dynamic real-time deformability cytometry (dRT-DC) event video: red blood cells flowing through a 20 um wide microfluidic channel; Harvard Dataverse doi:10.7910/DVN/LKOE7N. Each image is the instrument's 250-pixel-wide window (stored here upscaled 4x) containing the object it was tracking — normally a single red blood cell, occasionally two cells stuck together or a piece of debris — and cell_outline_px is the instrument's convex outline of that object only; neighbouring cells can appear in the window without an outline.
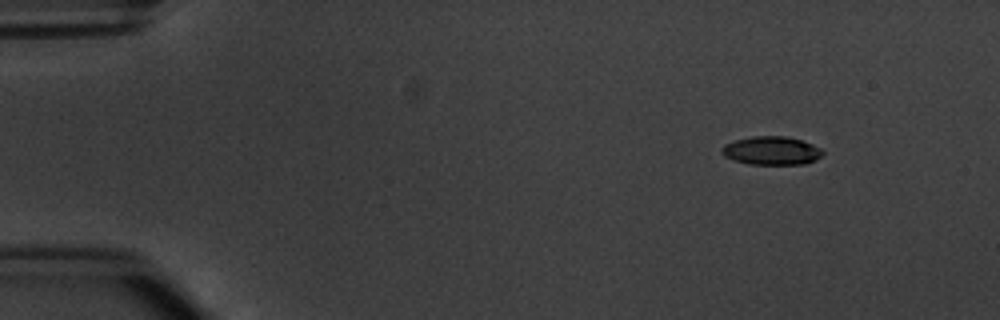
{"species": "common noctule bat (a hibernating species)", "species_latin": "Nyctalus noctula", "temperature_condition": "warm", "stored_images_in_passage": 3, "camera_frame_rate_fps": 3000, "um_per_image_px": 0.085, "animal": {"sex": "male", "body_mass_g": 20.1, "forearm_length_mm": 53.5}, "frame": {"image": 1, "passage_image": 1, "time_ms": 0.0, "image_size_px": [1000, 320], "cell_outline_px": [[824, 152], [816, 160], [804, 164], [748, 164], [732, 160], [724, 156], [720, 152], [720, 148], [724, 144], [736, 140], [752, 136], [784, 136], [800, 140], [812, 144], [820, 148]], "centroid_in_image_um": [65.53, 12.81], "position_along_channel_um": 19.5, "area_um2": 16.76}}